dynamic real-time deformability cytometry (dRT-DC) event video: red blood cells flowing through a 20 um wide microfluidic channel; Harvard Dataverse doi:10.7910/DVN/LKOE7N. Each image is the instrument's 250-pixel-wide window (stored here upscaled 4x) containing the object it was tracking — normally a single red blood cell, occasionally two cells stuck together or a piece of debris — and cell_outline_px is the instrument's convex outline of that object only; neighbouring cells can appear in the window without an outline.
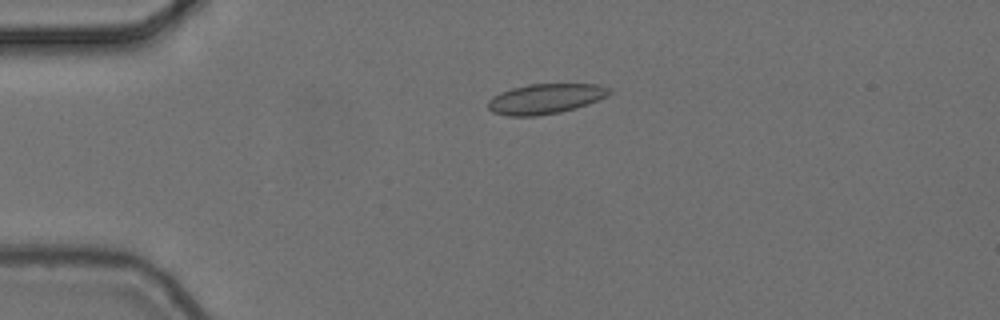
{"species": "common noctule bat (a hibernating species)", "species_latin": "Nyctalus noctula", "temperature_condition": "cold", "stored_images_in_passage": 4, "camera_frame_rate_fps": 3000, "um_per_image_px": 0.085, "animal": {"sex": "female", "body_mass_g": 24.6, "forearm_length_mm": 56.2}, "frame": {"image": 1, "passage_image": 3, "time_ms": 0.667, "image_size_px": [1000, 320], "cell_outline_px": [[612, 92], [608, 96], [588, 104], [576, 108], [560, 112], [536, 116], [508, 116], [492, 112], [488, 108], [488, 100], [492, 96], [500, 92], [512, 88], [528, 84], [600, 84], [612, 88]], "centroid_in_image_um": [46.38, 8.39], "position_along_channel_um": 38.6, "area_um2": 21.5}}